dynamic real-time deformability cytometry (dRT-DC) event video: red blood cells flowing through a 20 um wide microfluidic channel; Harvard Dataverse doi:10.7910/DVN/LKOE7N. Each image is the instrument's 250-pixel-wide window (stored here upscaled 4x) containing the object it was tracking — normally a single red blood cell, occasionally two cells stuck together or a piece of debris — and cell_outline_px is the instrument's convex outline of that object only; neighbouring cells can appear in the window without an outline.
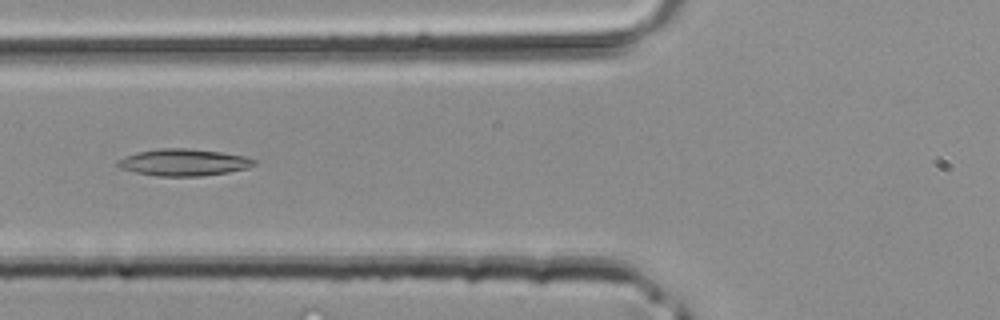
{"species": "common noctule bat (a hibernating species)", "species_latin": "Nyctalus noctula", "temperature_condition": "room temperature", "stored_images_in_passage": 34, "camera_frame_rate_fps": 3000, "um_per_image_px": 0.085, "animal": {"sex": "male", "body_mass_g": 20.4}, "frame": {"image": 1, "passage_image": 8, "time_ms": 2.333, "image_size_px": [1000, 320], "cell_outline_px": [[260, 160], [256, 164], [248, 168], [228, 172], [200, 176], [156, 176], [136, 172], [120, 168], [116, 164], [116, 160], [124, 156], [136, 152], [160, 148], [188, 148], [220, 152], [244, 156]], "centroid_in_image_um": [15.61, 13.8], "position_along_channel_um": 110.2, "area_um2": 21.5}}
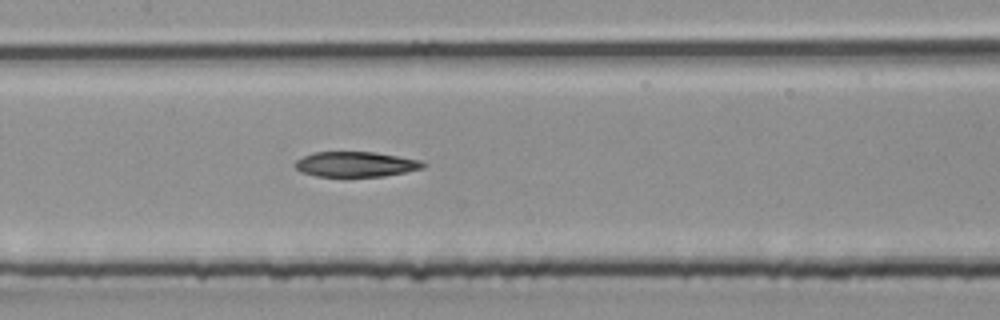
{"frame": {"image": 2, "passage_image": 12, "time_ms": 3.667, "image_size_px": [1000, 320], "cell_outline_px": [[428, 164], [424, 168], [384, 176], [316, 176], [300, 172], [292, 164], [296, 160], [304, 156], [316, 152], [376, 152], [420, 160]], "centroid_in_image_um": [30.23, 13.96], "position_along_channel_um": 177.2, "area_um2": 18.79}}
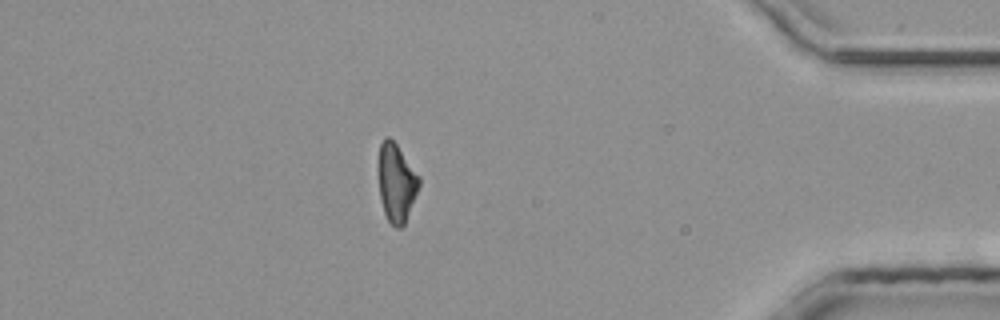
{"frame": {"image": 3, "passage_image": 28, "time_ms": 9.0, "image_size_px": [1000, 320], "cell_outline_px": [[420, 184], [404, 224], [400, 228], [396, 228], [388, 220], [384, 212], [380, 196], [376, 168], [380, 144], [384, 136], [388, 136], [396, 144], [420, 176]], "centroid_in_image_um": [33.65, 15.49], "position_along_channel_um": 401.5, "area_um2": 18.73}}